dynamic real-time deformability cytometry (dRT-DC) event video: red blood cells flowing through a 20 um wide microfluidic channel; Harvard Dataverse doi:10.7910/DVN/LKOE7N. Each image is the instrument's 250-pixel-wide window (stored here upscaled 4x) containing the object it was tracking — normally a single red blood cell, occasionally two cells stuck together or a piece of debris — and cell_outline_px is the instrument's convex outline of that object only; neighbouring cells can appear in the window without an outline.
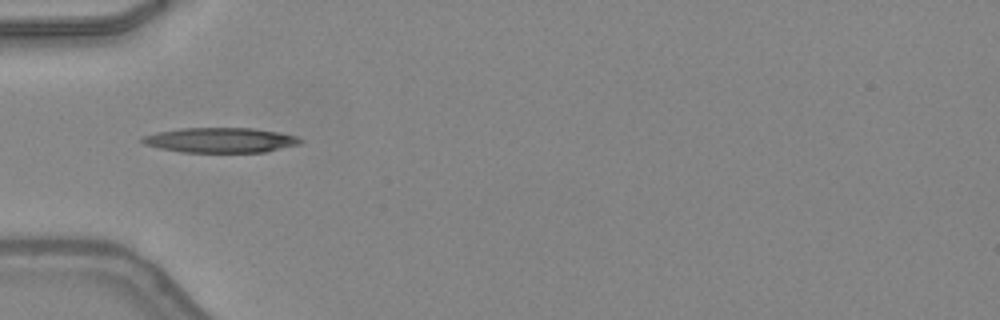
{"species": "common noctule bat (a hibernating species)", "species_latin": "Nyctalus noctula", "temperature_condition": "warm", "stored_images_in_passage": 12, "camera_frame_rate_fps": 3000, "um_per_image_px": 0.085, "animal": {"sex": "female", "body_mass_g": 24.6, "forearm_length_mm": 56.2}, "frame": {"image": 1, "passage_image": 3, "time_ms": 0.667, "image_size_px": [1000, 320], "cell_outline_px": [[304, 140], [300, 144], [264, 152], [180, 152], [160, 148], [144, 144], [140, 140], [144, 136], [156, 132], [180, 128], [252, 128], [276, 132], [296, 136]], "centroid_in_image_um": [18.72, 11.91], "position_along_channel_um": 66.3, "area_um2": 22.89}}
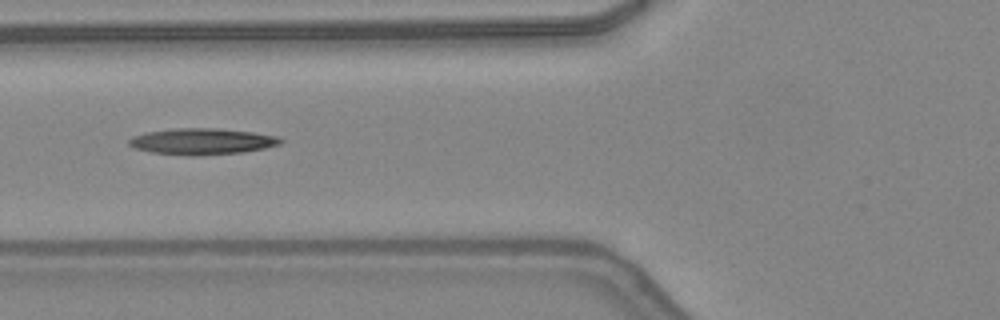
{"frame": {"image": 2, "passage_image": 6, "time_ms": 1.667, "image_size_px": [1000, 320], "cell_outline_px": [[284, 140], [280, 144], [264, 148], [244, 152], [196, 156], [188, 156], [152, 152], [136, 148], [128, 144], [128, 140], [132, 136], [148, 132], [176, 128], [216, 128], [252, 132], [276, 136]], "centroid_in_image_um": [17.17, 12.02], "position_along_channel_um": 108.6, "area_um2": 23.12}}
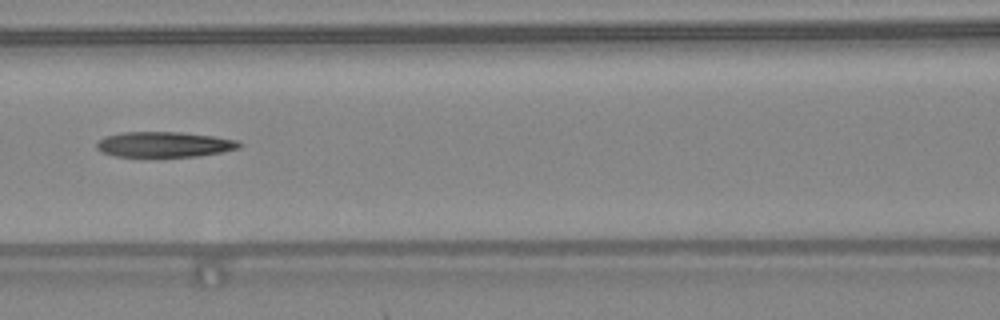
{"frame": {"image": 3, "passage_image": 9, "time_ms": 2.667, "image_size_px": [1000, 320], "cell_outline_px": [[244, 144], [240, 148], [220, 152], [196, 156], [116, 156], [100, 152], [96, 148], [96, 144], [104, 136], [120, 132], [180, 132], [212, 136], [236, 140]], "centroid_in_image_um": [13.94, 12.27], "position_along_channel_um": 152.7, "area_um2": 20.98}}